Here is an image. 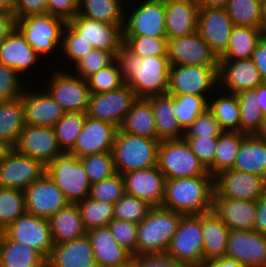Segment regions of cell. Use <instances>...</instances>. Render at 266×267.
I'll use <instances>...</instances> for the list:
<instances>
[{
	"mask_svg": "<svg viewBox=\"0 0 266 267\" xmlns=\"http://www.w3.org/2000/svg\"><path fill=\"white\" fill-rule=\"evenodd\" d=\"M251 59L258 68L262 81L266 82V35L258 41Z\"/></svg>",
	"mask_w": 266,
	"mask_h": 267,
	"instance_id": "62",
	"label": "cell"
},
{
	"mask_svg": "<svg viewBox=\"0 0 266 267\" xmlns=\"http://www.w3.org/2000/svg\"><path fill=\"white\" fill-rule=\"evenodd\" d=\"M203 267H246L241 263L237 262L234 259L227 257H220L217 259H212L210 262H207Z\"/></svg>",
	"mask_w": 266,
	"mask_h": 267,
	"instance_id": "65",
	"label": "cell"
},
{
	"mask_svg": "<svg viewBox=\"0 0 266 267\" xmlns=\"http://www.w3.org/2000/svg\"><path fill=\"white\" fill-rule=\"evenodd\" d=\"M181 216L162 206L151 207L138 224L136 255L166 253Z\"/></svg>",
	"mask_w": 266,
	"mask_h": 267,
	"instance_id": "3",
	"label": "cell"
},
{
	"mask_svg": "<svg viewBox=\"0 0 266 267\" xmlns=\"http://www.w3.org/2000/svg\"><path fill=\"white\" fill-rule=\"evenodd\" d=\"M212 211L230 230H254L256 202L220 197L213 193Z\"/></svg>",
	"mask_w": 266,
	"mask_h": 267,
	"instance_id": "26",
	"label": "cell"
},
{
	"mask_svg": "<svg viewBox=\"0 0 266 267\" xmlns=\"http://www.w3.org/2000/svg\"><path fill=\"white\" fill-rule=\"evenodd\" d=\"M15 0H0V11L14 13Z\"/></svg>",
	"mask_w": 266,
	"mask_h": 267,
	"instance_id": "68",
	"label": "cell"
},
{
	"mask_svg": "<svg viewBox=\"0 0 266 267\" xmlns=\"http://www.w3.org/2000/svg\"><path fill=\"white\" fill-rule=\"evenodd\" d=\"M13 148L22 155L42 162L45 166L63 153L54 127L34 126L27 123Z\"/></svg>",
	"mask_w": 266,
	"mask_h": 267,
	"instance_id": "18",
	"label": "cell"
},
{
	"mask_svg": "<svg viewBox=\"0 0 266 267\" xmlns=\"http://www.w3.org/2000/svg\"><path fill=\"white\" fill-rule=\"evenodd\" d=\"M254 230L266 236V195L256 201V221Z\"/></svg>",
	"mask_w": 266,
	"mask_h": 267,
	"instance_id": "64",
	"label": "cell"
},
{
	"mask_svg": "<svg viewBox=\"0 0 266 267\" xmlns=\"http://www.w3.org/2000/svg\"><path fill=\"white\" fill-rule=\"evenodd\" d=\"M112 235L132 256L136 255L138 224L114 218L108 223Z\"/></svg>",
	"mask_w": 266,
	"mask_h": 267,
	"instance_id": "55",
	"label": "cell"
},
{
	"mask_svg": "<svg viewBox=\"0 0 266 267\" xmlns=\"http://www.w3.org/2000/svg\"><path fill=\"white\" fill-rule=\"evenodd\" d=\"M79 11V0H47V13L60 17L66 22Z\"/></svg>",
	"mask_w": 266,
	"mask_h": 267,
	"instance_id": "60",
	"label": "cell"
},
{
	"mask_svg": "<svg viewBox=\"0 0 266 267\" xmlns=\"http://www.w3.org/2000/svg\"><path fill=\"white\" fill-rule=\"evenodd\" d=\"M199 8H225L228 0H195Z\"/></svg>",
	"mask_w": 266,
	"mask_h": 267,
	"instance_id": "67",
	"label": "cell"
},
{
	"mask_svg": "<svg viewBox=\"0 0 266 267\" xmlns=\"http://www.w3.org/2000/svg\"><path fill=\"white\" fill-rule=\"evenodd\" d=\"M151 206L144 200L125 193L113 205V216L119 220L139 224L149 212Z\"/></svg>",
	"mask_w": 266,
	"mask_h": 267,
	"instance_id": "49",
	"label": "cell"
},
{
	"mask_svg": "<svg viewBox=\"0 0 266 267\" xmlns=\"http://www.w3.org/2000/svg\"><path fill=\"white\" fill-rule=\"evenodd\" d=\"M171 96L175 117L184 131L208 108V99L205 97L192 94Z\"/></svg>",
	"mask_w": 266,
	"mask_h": 267,
	"instance_id": "44",
	"label": "cell"
},
{
	"mask_svg": "<svg viewBox=\"0 0 266 267\" xmlns=\"http://www.w3.org/2000/svg\"><path fill=\"white\" fill-rule=\"evenodd\" d=\"M213 176L168 179L165 181L162 207L182 215L212 211Z\"/></svg>",
	"mask_w": 266,
	"mask_h": 267,
	"instance_id": "2",
	"label": "cell"
},
{
	"mask_svg": "<svg viewBox=\"0 0 266 267\" xmlns=\"http://www.w3.org/2000/svg\"><path fill=\"white\" fill-rule=\"evenodd\" d=\"M225 9L233 25L261 29L262 4L256 0H228Z\"/></svg>",
	"mask_w": 266,
	"mask_h": 267,
	"instance_id": "45",
	"label": "cell"
},
{
	"mask_svg": "<svg viewBox=\"0 0 266 267\" xmlns=\"http://www.w3.org/2000/svg\"><path fill=\"white\" fill-rule=\"evenodd\" d=\"M137 99V95L125 83L112 91L90 94L86 113L90 118L108 122L119 129Z\"/></svg>",
	"mask_w": 266,
	"mask_h": 267,
	"instance_id": "12",
	"label": "cell"
},
{
	"mask_svg": "<svg viewBox=\"0 0 266 267\" xmlns=\"http://www.w3.org/2000/svg\"><path fill=\"white\" fill-rule=\"evenodd\" d=\"M25 213L24 191L0 187V232Z\"/></svg>",
	"mask_w": 266,
	"mask_h": 267,
	"instance_id": "47",
	"label": "cell"
},
{
	"mask_svg": "<svg viewBox=\"0 0 266 267\" xmlns=\"http://www.w3.org/2000/svg\"><path fill=\"white\" fill-rule=\"evenodd\" d=\"M229 233L230 229L213 211L202 214L204 265L225 257Z\"/></svg>",
	"mask_w": 266,
	"mask_h": 267,
	"instance_id": "31",
	"label": "cell"
},
{
	"mask_svg": "<svg viewBox=\"0 0 266 267\" xmlns=\"http://www.w3.org/2000/svg\"><path fill=\"white\" fill-rule=\"evenodd\" d=\"M24 195L26 213L45 219L69 204L61 189L47 174L31 183L24 190Z\"/></svg>",
	"mask_w": 266,
	"mask_h": 267,
	"instance_id": "19",
	"label": "cell"
},
{
	"mask_svg": "<svg viewBox=\"0 0 266 267\" xmlns=\"http://www.w3.org/2000/svg\"><path fill=\"white\" fill-rule=\"evenodd\" d=\"M125 194L124 179L120 173L95 182L90 188L89 198L97 201L116 203Z\"/></svg>",
	"mask_w": 266,
	"mask_h": 267,
	"instance_id": "52",
	"label": "cell"
},
{
	"mask_svg": "<svg viewBox=\"0 0 266 267\" xmlns=\"http://www.w3.org/2000/svg\"><path fill=\"white\" fill-rule=\"evenodd\" d=\"M256 136L266 140V114H263L262 124Z\"/></svg>",
	"mask_w": 266,
	"mask_h": 267,
	"instance_id": "71",
	"label": "cell"
},
{
	"mask_svg": "<svg viewBox=\"0 0 266 267\" xmlns=\"http://www.w3.org/2000/svg\"><path fill=\"white\" fill-rule=\"evenodd\" d=\"M137 4L130 13L125 10L123 36L167 37L165 0H140Z\"/></svg>",
	"mask_w": 266,
	"mask_h": 267,
	"instance_id": "11",
	"label": "cell"
},
{
	"mask_svg": "<svg viewBox=\"0 0 266 267\" xmlns=\"http://www.w3.org/2000/svg\"><path fill=\"white\" fill-rule=\"evenodd\" d=\"M232 169L254 173L266 178V140L256 135H246Z\"/></svg>",
	"mask_w": 266,
	"mask_h": 267,
	"instance_id": "34",
	"label": "cell"
},
{
	"mask_svg": "<svg viewBox=\"0 0 266 267\" xmlns=\"http://www.w3.org/2000/svg\"><path fill=\"white\" fill-rule=\"evenodd\" d=\"M263 35L261 29L234 25L228 48L219 60L251 59L256 45Z\"/></svg>",
	"mask_w": 266,
	"mask_h": 267,
	"instance_id": "37",
	"label": "cell"
},
{
	"mask_svg": "<svg viewBox=\"0 0 266 267\" xmlns=\"http://www.w3.org/2000/svg\"><path fill=\"white\" fill-rule=\"evenodd\" d=\"M114 61V56L106 51L93 49L87 56L75 64L74 74L83 79H87L93 73L98 72L110 65ZM76 69V72H75Z\"/></svg>",
	"mask_w": 266,
	"mask_h": 267,
	"instance_id": "56",
	"label": "cell"
},
{
	"mask_svg": "<svg viewBox=\"0 0 266 267\" xmlns=\"http://www.w3.org/2000/svg\"><path fill=\"white\" fill-rule=\"evenodd\" d=\"M125 193L146 201L151 207L162 206L165 177L157 166L122 174Z\"/></svg>",
	"mask_w": 266,
	"mask_h": 267,
	"instance_id": "23",
	"label": "cell"
},
{
	"mask_svg": "<svg viewBox=\"0 0 266 267\" xmlns=\"http://www.w3.org/2000/svg\"><path fill=\"white\" fill-rule=\"evenodd\" d=\"M218 70L219 66L171 65L168 94H192L209 100V92L219 86Z\"/></svg>",
	"mask_w": 266,
	"mask_h": 267,
	"instance_id": "9",
	"label": "cell"
},
{
	"mask_svg": "<svg viewBox=\"0 0 266 267\" xmlns=\"http://www.w3.org/2000/svg\"><path fill=\"white\" fill-rule=\"evenodd\" d=\"M123 0H79L78 14L92 20L124 24L125 6Z\"/></svg>",
	"mask_w": 266,
	"mask_h": 267,
	"instance_id": "40",
	"label": "cell"
},
{
	"mask_svg": "<svg viewBox=\"0 0 266 267\" xmlns=\"http://www.w3.org/2000/svg\"><path fill=\"white\" fill-rule=\"evenodd\" d=\"M123 80L138 98L168 93L170 62L167 56L142 58L124 44L114 55Z\"/></svg>",
	"mask_w": 266,
	"mask_h": 267,
	"instance_id": "1",
	"label": "cell"
},
{
	"mask_svg": "<svg viewBox=\"0 0 266 267\" xmlns=\"http://www.w3.org/2000/svg\"><path fill=\"white\" fill-rule=\"evenodd\" d=\"M67 24L94 49L109 52L113 56L121 50L124 43V24L104 23L79 14L67 21Z\"/></svg>",
	"mask_w": 266,
	"mask_h": 267,
	"instance_id": "15",
	"label": "cell"
},
{
	"mask_svg": "<svg viewBox=\"0 0 266 267\" xmlns=\"http://www.w3.org/2000/svg\"><path fill=\"white\" fill-rule=\"evenodd\" d=\"M46 174V166L14 148L0 162V187L24 191Z\"/></svg>",
	"mask_w": 266,
	"mask_h": 267,
	"instance_id": "16",
	"label": "cell"
},
{
	"mask_svg": "<svg viewBox=\"0 0 266 267\" xmlns=\"http://www.w3.org/2000/svg\"><path fill=\"white\" fill-rule=\"evenodd\" d=\"M16 28L14 13L0 11V45Z\"/></svg>",
	"mask_w": 266,
	"mask_h": 267,
	"instance_id": "63",
	"label": "cell"
},
{
	"mask_svg": "<svg viewBox=\"0 0 266 267\" xmlns=\"http://www.w3.org/2000/svg\"><path fill=\"white\" fill-rule=\"evenodd\" d=\"M246 134L224 131L218 137L214 158V177L222 171L232 169L240 145Z\"/></svg>",
	"mask_w": 266,
	"mask_h": 267,
	"instance_id": "42",
	"label": "cell"
},
{
	"mask_svg": "<svg viewBox=\"0 0 266 267\" xmlns=\"http://www.w3.org/2000/svg\"><path fill=\"white\" fill-rule=\"evenodd\" d=\"M124 45L142 58L167 56V37L123 36Z\"/></svg>",
	"mask_w": 266,
	"mask_h": 267,
	"instance_id": "48",
	"label": "cell"
},
{
	"mask_svg": "<svg viewBox=\"0 0 266 267\" xmlns=\"http://www.w3.org/2000/svg\"><path fill=\"white\" fill-rule=\"evenodd\" d=\"M166 254L191 267L204 266L202 214L181 216Z\"/></svg>",
	"mask_w": 266,
	"mask_h": 267,
	"instance_id": "8",
	"label": "cell"
},
{
	"mask_svg": "<svg viewBox=\"0 0 266 267\" xmlns=\"http://www.w3.org/2000/svg\"><path fill=\"white\" fill-rule=\"evenodd\" d=\"M233 27L225 8H199L197 32L218 58L228 48Z\"/></svg>",
	"mask_w": 266,
	"mask_h": 267,
	"instance_id": "20",
	"label": "cell"
},
{
	"mask_svg": "<svg viewBox=\"0 0 266 267\" xmlns=\"http://www.w3.org/2000/svg\"><path fill=\"white\" fill-rule=\"evenodd\" d=\"M170 65L219 66V58L196 31L187 36L167 39Z\"/></svg>",
	"mask_w": 266,
	"mask_h": 267,
	"instance_id": "17",
	"label": "cell"
},
{
	"mask_svg": "<svg viewBox=\"0 0 266 267\" xmlns=\"http://www.w3.org/2000/svg\"><path fill=\"white\" fill-rule=\"evenodd\" d=\"M20 75L9 66L0 62V102L21 97L25 85H22Z\"/></svg>",
	"mask_w": 266,
	"mask_h": 267,
	"instance_id": "58",
	"label": "cell"
},
{
	"mask_svg": "<svg viewBox=\"0 0 266 267\" xmlns=\"http://www.w3.org/2000/svg\"><path fill=\"white\" fill-rule=\"evenodd\" d=\"M55 71L47 91L65 112H87L90 90L87 79L67 70Z\"/></svg>",
	"mask_w": 266,
	"mask_h": 267,
	"instance_id": "10",
	"label": "cell"
},
{
	"mask_svg": "<svg viewBox=\"0 0 266 267\" xmlns=\"http://www.w3.org/2000/svg\"><path fill=\"white\" fill-rule=\"evenodd\" d=\"M86 117V112H66L55 124L57 141L63 152H69L73 148L77 136L82 131Z\"/></svg>",
	"mask_w": 266,
	"mask_h": 267,
	"instance_id": "46",
	"label": "cell"
},
{
	"mask_svg": "<svg viewBox=\"0 0 266 267\" xmlns=\"http://www.w3.org/2000/svg\"><path fill=\"white\" fill-rule=\"evenodd\" d=\"M199 6L195 0H165L167 39L197 31Z\"/></svg>",
	"mask_w": 266,
	"mask_h": 267,
	"instance_id": "29",
	"label": "cell"
},
{
	"mask_svg": "<svg viewBox=\"0 0 266 267\" xmlns=\"http://www.w3.org/2000/svg\"><path fill=\"white\" fill-rule=\"evenodd\" d=\"M66 21L49 13L21 17L16 20V28L22 33L31 48L44 58L55 49H61L62 33Z\"/></svg>",
	"mask_w": 266,
	"mask_h": 267,
	"instance_id": "6",
	"label": "cell"
},
{
	"mask_svg": "<svg viewBox=\"0 0 266 267\" xmlns=\"http://www.w3.org/2000/svg\"><path fill=\"white\" fill-rule=\"evenodd\" d=\"M225 257L246 267H266V236L255 230H230Z\"/></svg>",
	"mask_w": 266,
	"mask_h": 267,
	"instance_id": "21",
	"label": "cell"
},
{
	"mask_svg": "<svg viewBox=\"0 0 266 267\" xmlns=\"http://www.w3.org/2000/svg\"><path fill=\"white\" fill-rule=\"evenodd\" d=\"M48 220L53 244L75 240L87 234L76 204L69 203Z\"/></svg>",
	"mask_w": 266,
	"mask_h": 267,
	"instance_id": "33",
	"label": "cell"
},
{
	"mask_svg": "<svg viewBox=\"0 0 266 267\" xmlns=\"http://www.w3.org/2000/svg\"><path fill=\"white\" fill-rule=\"evenodd\" d=\"M214 99L210 96L208 108L214 114L224 131L240 132V110L237 94L224 93L223 90ZM223 91V94H221Z\"/></svg>",
	"mask_w": 266,
	"mask_h": 267,
	"instance_id": "39",
	"label": "cell"
},
{
	"mask_svg": "<svg viewBox=\"0 0 266 267\" xmlns=\"http://www.w3.org/2000/svg\"><path fill=\"white\" fill-rule=\"evenodd\" d=\"M192 152L199 158L200 162L214 177V158L218 144V137H183Z\"/></svg>",
	"mask_w": 266,
	"mask_h": 267,
	"instance_id": "54",
	"label": "cell"
},
{
	"mask_svg": "<svg viewBox=\"0 0 266 267\" xmlns=\"http://www.w3.org/2000/svg\"><path fill=\"white\" fill-rule=\"evenodd\" d=\"M25 88L21 100L24 106L25 123L34 126L54 127L66 113L49 92Z\"/></svg>",
	"mask_w": 266,
	"mask_h": 267,
	"instance_id": "25",
	"label": "cell"
},
{
	"mask_svg": "<svg viewBox=\"0 0 266 267\" xmlns=\"http://www.w3.org/2000/svg\"><path fill=\"white\" fill-rule=\"evenodd\" d=\"M13 147L5 140L0 139V162L6 158Z\"/></svg>",
	"mask_w": 266,
	"mask_h": 267,
	"instance_id": "69",
	"label": "cell"
},
{
	"mask_svg": "<svg viewBox=\"0 0 266 267\" xmlns=\"http://www.w3.org/2000/svg\"><path fill=\"white\" fill-rule=\"evenodd\" d=\"M121 267H133V266H132V263L130 262L129 264L121 266Z\"/></svg>",
	"mask_w": 266,
	"mask_h": 267,
	"instance_id": "72",
	"label": "cell"
},
{
	"mask_svg": "<svg viewBox=\"0 0 266 267\" xmlns=\"http://www.w3.org/2000/svg\"><path fill=\"white\" fill-rule=\"evenodd\" d=\"M39 58L17 28L0 45V62L13 68L20 76L34 67Z\"/></svg>",
	"mask_w": 266,
	"mask_h": 267,
	"instance_id": "30",
	"label": "cell"
},
{
	"mask_svg": "<svg viewBox=\"0 0 266 267\" xmlns=\"http://www.w3.org/2000/svg\"><path fill=\"white\" fill-rule=\"evenodd\" d=\"M240 110V132L256 135L262 124L263 114L256 102V90H245L237 94Z\"/></svg>",
	"mask_w": 266,
	"mask_h": 267,
	"instance_id": "41",
	"label": "cell"
},
{
	"mask_svg": "<svg viewBox=\"0 0 266 267\" xmlns=\"http://www.w3.org/2000/svg\"><path fill=\"white\" fill-rule=\"evenodd\" d=\"M80 161L92 184L116 173L112 152L86 155L81 157Z\"/></svg>",
	"mask_w": 266,
	"mask_h": 267,
	"instance_id": "50",
	"label": "cell"
},
{
	"mask_svg": "<svg viewBox=\"0 0 266 267\" xmlns=\"http://www.w3.org/2000/svg\"><path fill=\"white\" fill-rule=\"evenodd\" d=\"M24 126L25 115L21 97L10 101H1L0 139L14 147Z\"/></svg>",
	"mask_w": 266,
	"mask_h": 267,
	"instance_id": "38",
	"label": "cell"
},
{
	"mask_svg": "<svg viewBox=\"0 0 266 267\" xmlns=\"http://www.w3.org/2000/svg\"><path fill=\"white\" fill-rule=\"evenodd\" d=\"M154 113L155 125L157 129V140L182 139L185 131L175 117L173 111V97L171 95H154L146 98Z\"/></svg>",
	"mask_w": 266,
	"mask_h": 267,
	"instance_id": "32",
	"label": "cell"
},
{
	"mask_svg": "<svg viewBox=\"0 0 266 267\" xmlns=\"http://www.w3.org/2000/svg\"><path fill=\"white\" fill-rule=\"evenodd\" d=\"M218 78L219 89L223 87L225 93L233 94L255 89L263 83L252 59L219 60Z\"/></svg>",
	"mask_w": 266,
	"mask_h": 267,
	"instance_id": "24",
	"label": "cell"
},
{
	"mask_svg": "<svg viewBox=\"0 0 266 267\" xmlns=\"http://www.w3.org/2000/svg\"><path fill=\"white\" fill-rule=\"evenodd\" d=\"M44 13H47V0H15L14 17L16 20Z\"/></svg>",
	"mask_w": 266,
	"mask_h": 267,
	"instance_id": "61",
	"label": "cell"
},
{
	"mask_svg": "<svg viewBox=\"0 0 266 267\" xmlns=\"http://www.w3.org/2000/svg\"><path fill=\"white\" fill-rule=\"evenodd\" d=\"M157 167L166 180L211 176L184 138L160 141Z\"/></svg>",
	"mask_w": 266,
	"mask_h": 267,
	"instance_id": "7",
	"label": "cell"
},
{
	"mask_svg": "<svg viewBox=\"0 0 266 267\" xmlns=\"http://www.w3.org/2000/svg\"><path fill=\"white\" fill-rule=\"evenodd\" d=\"M98 267H121L131 262L132 255L119 245L108 226L87 231Z\"/></svg>",
	"mask_w": 266,
	"mask_h": 267,
	"instance_id": "28",
	"label": "cell"
},
{
	"mask_svg": "<svg viewBox=\"0 0 266 267\" xmlns=\"http://www.w3.org/2000/svg\"><path fill=\"white\" fill-rule=\"evenodd\" d=\"M261 30L266 35V2L262 4L261 9Z\"/></svg>",
	"mask_w": 266,
	"mask_h": 267,
	"instance_id": "70",
	"label": "cell"
},
{
	"mask_svg": "<svg viewBox=\"0 0 266 267\" xmlns=\"http://www.w3.org/2000/svg\"><path fill=\"white\" fill-rule=\"evenodd\" d=\"M46 174L61 189L69 203L76 204L89 197L92 183L76 155L61 153L46 166Z\"/></svg>",
	"mask_w": 266,
	"mask_h": 267,
	"instance_id": "5",
	"label": "cell"
},
{
	"mask_svg": "<svg viewBox=\"0 0 266 267\" xmlns=\"http://www.w3.org/2000/svg\"><path fill=\"white\" fill-rule=\"evenodd\" d=\"M131 263L133 267H191L166 253L134 255L131 258Z\"/></svg>",
	"mask_w": 266,
	"mask_h": 267,
	"instance_id": "59",
	"label": "cell"
},
{
	"mask_svg": "<svg viewBox=\"0 0 266 267\" xmlns=\"http://www.w3.org/2000/svg\"><path fill=\"white\" fill-rule=\"evenodd\" d=\"M0 234L5 239H12L33 247L46 259L54 245L49 220L29 213L20 216Z\"/></svg>",
	"mask_w": 266,
	"mask_h": 267,
	"instance_id": "14",
	"label": "cell"
},
{
	"mask_svg": "<svg viewBox=\"0 0 266 267\" xmlns=\"http://www.w3.org/2000/svg\"><path fill=\"white\" fill-rule=\"evenodd\" d=\"M224 130L215 119L214 114L207 108L185 130L184 137H219Z\"/></svg>",
	"mask_w": 266,
	"mask_h": 267,
	"instance_id": "57",
	"label": "cell"
},
{
	"mask_svg": "<svg viewBox=\"0 0 266 267\" xmlns=\"http://www.w3.org/2000/svg\"><path fill=\"white\" fill-rule=\"evenodd\" d=\"M85 229L108 226V223L114 219L113 205L109 202L97 201L86 198L76 203Z\"/></svg>",
	"mask_w": 266,
	"mask_h": 267,
	"instance_id": "43",
	"label": "cell"
},
{
	"mask_svg": "<svg viewBox=\"0 0 266 267\" xmlns=\"http://www.w3.org/2000/svg\"><path fill=\"white\" fill-rule=\"evenodd\" d=\"M117 130L113 124L87 116L69 153L81 158L90 154L112 152Z\"/></svg>",
	"mask_w": 266,
	"mask_h": 267,
	"instance_id": "22",
	"label": "cell"
},
{
	"mask_svg": "<svg viewBox=\"0 0 266 267\" xmlns=\"http://www.w3.org/2000/svg\"><path fill=\"white\" fill-rule=\"evenodd\" d=\"M119 130L134 136L157 139L154 113L146 98H138L126 114Z\"/></svg>",
	"mask_w": 266,
	"mask_h": 267,
	"instance_id": "35",
	"label": "cell"
},
{
	"mask_svg": "<svg viewBox=\"0 0 266 267\" xmlns=\"http://www.w3.org/2000/svg\"><path fill=\"white\" fill-rule=\"evenodd\" d=\"M255 90L256 102L260 105L261 113L266 114V82L258 85Z\"/></svg>",
	"mask_w": 266,
	"mask_h": 267,
	"instance_id": "66",
	"label": "cell"
},
{
	"mask_svg": "<svg viewBox=\"0 0 266 267\" xmlns=\"http://www.w3.org/2000/svg\"><path fill=\"white\" fill-rule=\"evenodd\" d=\"M159 144L157 139L130 135L118 129L112 148L115 171L122 175L157 166Z\"/></svg>",
	"mask_w": 266,
	"mask_h": 267,
	"instance_id": "4",
	"label": "cell"
},
{
	"mask_svg": "<svg viewBox=\"0 0 266 267\" xmlns=\"http://www.w3.org/2000/svg\"><path fill=\"white\" fill-rule=\"evenodd\" d=\"M214 189L220 197L256 202L266 195V178L250 172L229 169L214 177Z\"/></svg>",
	"mask_w": 266,
	"mask_h": 267,
	"instance_id": "13",
	"label": "cell"
},
{
	"mask_svg": "<svg viewBox=\"0 0 266 267\" xmlns=\"http://www.w3.org/2000/svg\"><path fill=\"white\" fill-rule=\"evenodd\" d=\"M46 267H98L87 234L54 244L46 259Z\"/></svg>",
	"mask_w": 266,
	"mask_h": 267,
	"instance_id": "27",
	"label": "cell"
},
{
	"mask_svg": "<svg viewBox=\"0 0 266 267\" xmlns=\"http://www.w3.org/2000/svg\"><path fill=\"white\" fill-rule=\"evenodd\" d=\"M257 2L263 4L264 2H266V0H256Z\"/></svg>",
	"mask_w": 266,
	"mask_h": 267,
	"instance_id": "73",
	"label": "cell"
},
{
	"mask_svg": "<svg viewBox=\"0 0 266 267\" xmlns=\"http://www.w3.org/2000/svg\"><path fill=\"white\" fill-rule=\"evenodd\" d=\"M87 82L90 94L105 93L118 89L125 84L115 61L98 72L93 73L87 78Z\"/></svg>",
	"mask_w": 266,
	"mask_h": 267,
	"instance_id": "51",
	"label": "cell"
},
{
	"mask_svg": "<svg viewBox=\"0 0 266 267\" xmlns=\"http://www.w3.org/2000/svg\"><path fill=\"white\" fill-rule=\"evenodd\" d=\"M61 48V53L74 65L94 49L91 44L82 39L67 23L62 33Z\"/></svg>",
	"mask_w": 266,
	"mask_h": 267,
	"instance_id": "53",
	"label": "cell"
},
{
	"mask_svg": "<svg viewBox=\"0 0 266 267\" xmlns=\"http://www.w3.org/2000/svg\"><path fill=\"white\" fill-rule=\"evenodd\" d=\"M0 267H46V258L33 247L0 234Z\"/></svg>",
	"mask_w": 266,
	"mask_h": 267,
	"instance_id": "36",
	"label": "cell"
}]
</instances>
